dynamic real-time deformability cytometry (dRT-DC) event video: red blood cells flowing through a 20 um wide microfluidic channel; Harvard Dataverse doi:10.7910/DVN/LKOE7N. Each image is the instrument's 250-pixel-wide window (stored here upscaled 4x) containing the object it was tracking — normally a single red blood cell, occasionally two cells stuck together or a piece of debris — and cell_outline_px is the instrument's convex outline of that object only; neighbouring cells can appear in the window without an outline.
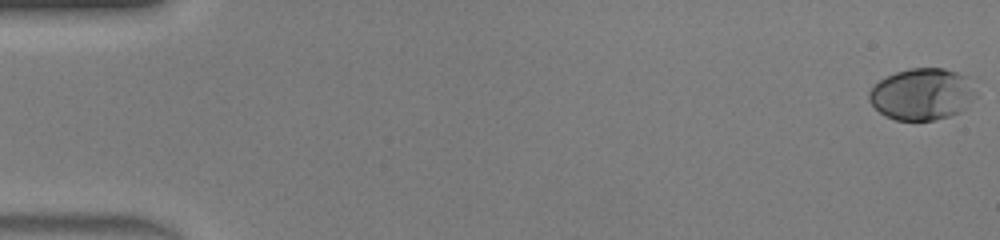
{"species": "human", "species_latin": "Homo sapiens", "temperature_condition": "warm", "stored_images_in_passage": 48, "camera_frame_rate_fps": 3000, "um_per_image_px": 0.085, "donor": {"sex": "male"}, "frame": {"image": 1, "passage_image": 1, "time_ms": 0.0, "image_size_px": [1000, 240], "cell_outline_px": [[964, 92], [960, 112], [948, 116], [932, 120], [896, 120], [884, 116], [868, 100], [868, 92], [880, 80], [896, 72], [908, 68], [944, 68], [956, 72], [964, 76]], "centroid_in_image_um": [78.11, 8.01], "position_along_channel_um": 6.9, "area_um2": 30.06}}
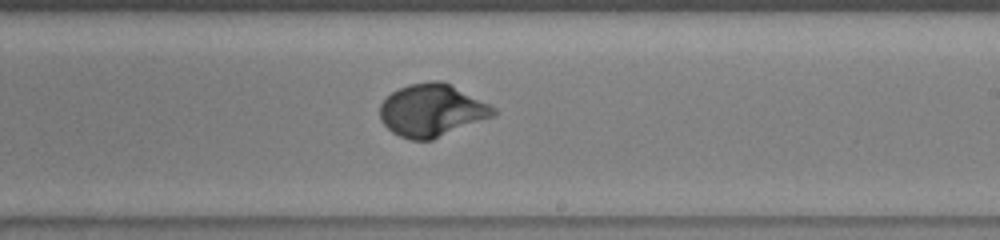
{"frame": {"image": 2, "passage_image": 29, "time_ms": 9.333, "image_size_px": [1000, 240], "cell_outline_px": [[496, 112], [492, 116], [432, 140], [412, 140], [400, 136], [392, 132], [380, 120], [380, 104], [392, 92], [408, 84], [432, 80], [440, 80], [496, 108]], "centroid_in_image_um": [36.65, 9.39], "position_along_channel_um": 252.3, "area_um2": 34.1}}
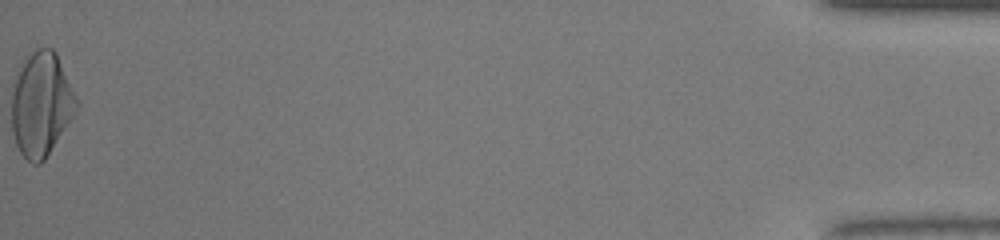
{"frame": {"image": 3, "passage_image": 48, "time_ms": 15.667, "image_size_px": [1000, 240], "cell_outline_px": [[80, 104], [44, 160], [40, 164], [32, 164], [20, 152], [16, 144], [12, 132], [12, 92], [20, 64], [28, 52], [40, 48], [52, 48], [56, 52]], "centroid_in_image_um": [3.49, 8.83], "position_along_channel_um": 431.7, "area_um2": 39.13}, "authors_computed_cell_mechanics": {"area_um2": 32.1657, "velocity_mm_per_s": 4.4262, "shape_relaxation_time_tau1_ms": 2.773, "shape_relaxation_time_tau2_ms": null, "deformation_change_tau1": 0.1997, "deformation_change_tau2": null}}